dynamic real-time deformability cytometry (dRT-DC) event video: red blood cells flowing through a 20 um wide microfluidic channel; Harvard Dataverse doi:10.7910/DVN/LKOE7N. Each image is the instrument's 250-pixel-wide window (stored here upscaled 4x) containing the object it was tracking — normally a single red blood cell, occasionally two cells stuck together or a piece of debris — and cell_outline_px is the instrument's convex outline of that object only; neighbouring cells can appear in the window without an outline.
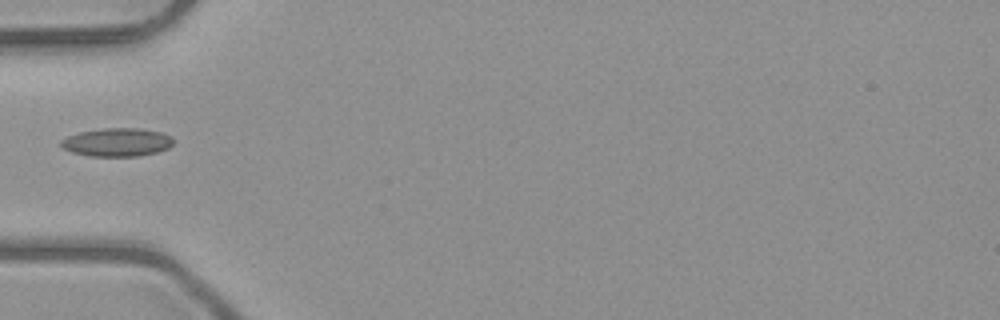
{"species": "common noctule bat (a hibernating species)", "species_latin": "Nyctalus noctula", "temperature_condition": "room temperature", "stored_images_in_passage": 5, "camera_frame_rate_fps": 3000, "um_per_image_px": 0.085, "animal": {"sex": "male", "body_mass_g": 23.1, "forearm_length_mm": 52.7}, "frame": {"image": 1, "passage_image": 1, "time_ms": 0.0, "image_size_px": [1000, 320], "cell_outline_px": [[172, 144], [168, 148], [156, 152], [136, 156], [88, 156], [72, 152], [64, 148], [60, 144], [60, 140], [68, 136], [80, 132], [104, 128], [140, 128], [160, 132], [172, 136]], "centroid_in_image_um": [9.94, 12.09], "position_along_channel_um": 75.1, "area_um2": 18.44}}